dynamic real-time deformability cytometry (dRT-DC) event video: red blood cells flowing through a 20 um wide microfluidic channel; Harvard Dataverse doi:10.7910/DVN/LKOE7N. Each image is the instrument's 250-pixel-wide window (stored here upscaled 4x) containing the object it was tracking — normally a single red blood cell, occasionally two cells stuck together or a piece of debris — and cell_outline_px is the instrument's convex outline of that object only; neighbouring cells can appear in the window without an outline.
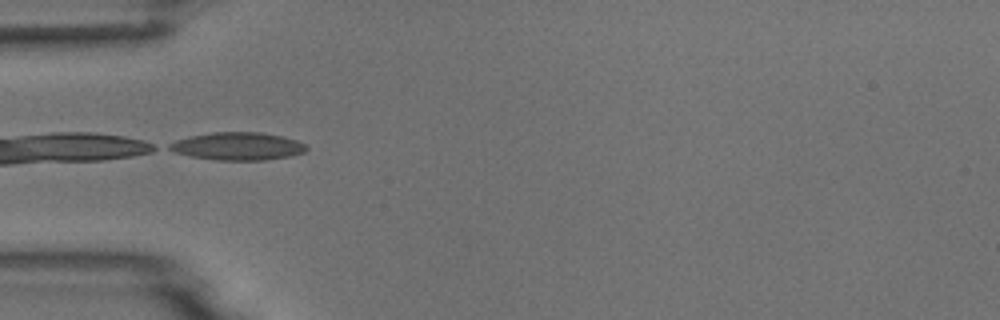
{"species": "common noctule bat (a hibernating species)", "species_latin": "Nyctalus noctula", "temperature_condition": "room temperature", "stored_images_in_passage": 2, "camera_frame_rate_fps": 3000, "um_per_image_px": 0.085, "animal": {"sex": "male", "body_mass_g": 18.8}, "frame": {"image": 1, "passage_image": 1, "time_ms": 0.0, "image_size_px": [1000, 320], "cell_outline_px": [[308, 148], [304, 152], [288, 156], [264, 160], [216, 160], [192, 156], [176, 152], [168, 148], [168, 144], [176, 140], [192, 136], [212, 132], [260, 132], [280, 136], [296, 140], [304, 144]], "centroid_in_image_um": [20.2, 12.43], "position_along_channel_um": 64.8, "area_um2": 21.85}}